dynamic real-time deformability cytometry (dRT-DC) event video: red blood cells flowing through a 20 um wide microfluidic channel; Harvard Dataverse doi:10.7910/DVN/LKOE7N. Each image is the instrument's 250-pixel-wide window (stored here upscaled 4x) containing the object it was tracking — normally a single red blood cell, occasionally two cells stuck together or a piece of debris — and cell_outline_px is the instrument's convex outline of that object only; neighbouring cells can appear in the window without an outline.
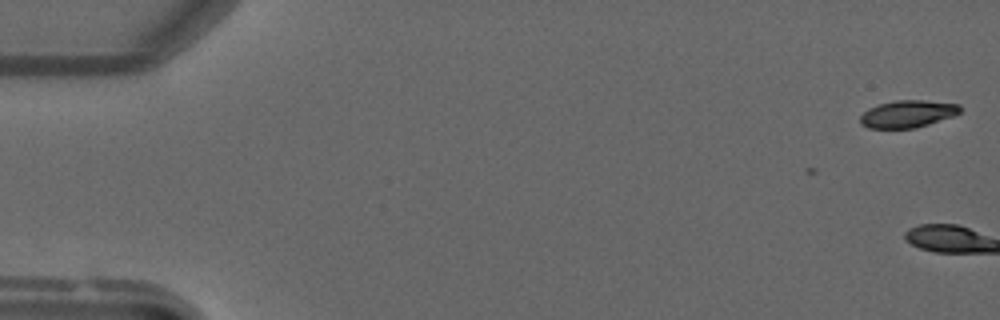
{"species": "common noctule bat (a hibernating species)", "species_latin": "Nyctalus noctula", "temperature_condition": "warm", "stored_images_in_passage": 2, "camera_frame_rate_fps": 3000, "um_per_image_px": 0.085, "animal": {"sex": "male", "forearm_length_mm": 52.5}, "frame": {"image": 1, "passage_image": 1, "time_ms": 0.0, "image_size_px": [1000, 320], "cell_outline_px": [[960, 112], [952, 116], [916, 128], [868, 128], [860, 124], [860, 116], [868, 108], [880, 104], [896, 100], [924, 100], [960, 104]], "centroid_in_image_um": [77.13, 9.68], "position_along_channel_um": 7.9, "area_um2": 15.78}}